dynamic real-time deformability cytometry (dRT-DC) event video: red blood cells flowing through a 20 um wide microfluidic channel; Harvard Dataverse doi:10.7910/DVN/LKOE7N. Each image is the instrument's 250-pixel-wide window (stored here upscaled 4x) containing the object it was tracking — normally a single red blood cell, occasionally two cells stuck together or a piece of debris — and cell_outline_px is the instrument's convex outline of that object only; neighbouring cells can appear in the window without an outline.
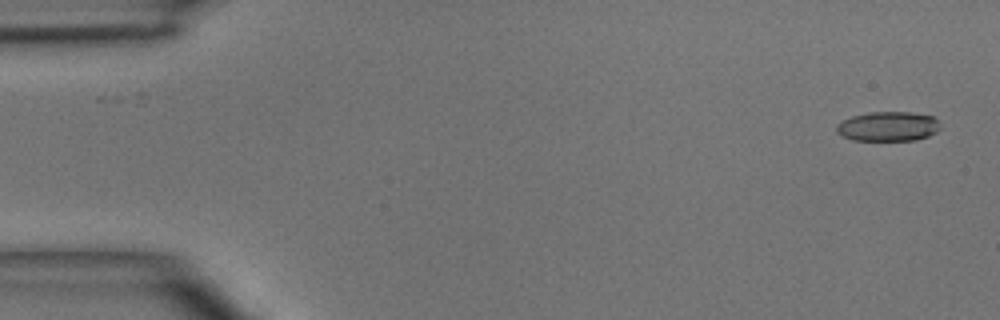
{"species": "common noctule bat (a hibernating species)", "species_latin": "Nyctalus noctula", "temperature_condition": "room temperature", "stored_images_in_passage": 6, "camera_frame_rate_fps": 3000, "um_per_image_px": 0.085, "animal": {"sex": "male", "body_mass_g": 15.6}, "frame": {"image": 1, "passage_image": 1, "time_ms": 0.0, "image_size_px": [1000, 320], "cell_outline_px": [[940, 128], [936, 132], [928, 136], [916, 140], [852, 140], [836, 132], [836, 124], [840, 120], [852, 116], [868, 112], [912, 112], [932, 116], [940, 124]], "centroid_in_image_um": [75.46, 10.74], "position_along_channel_um": 9.5, "area_um2": 17.98}}
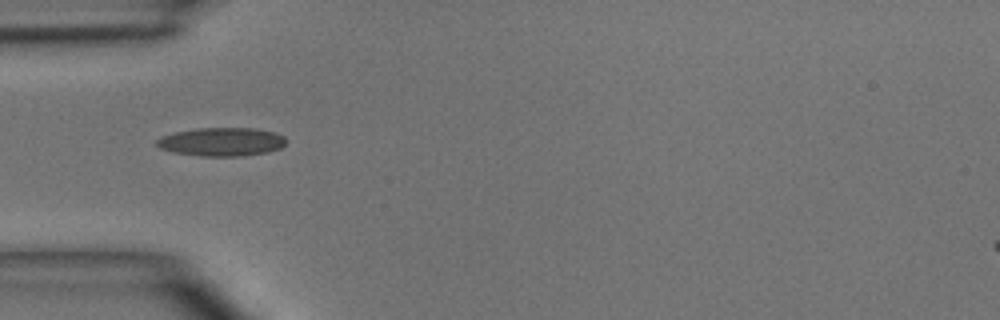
{"frame": {"image": 2, "passage_image": 4, "time_ms": 4.333, "image_size_px": [1000, 320], "cell_outline_px": [[288, 140], [280, 148], [268, 152], [240, 156], [200, 156], [172, 152], [160, 148], [156, 144], [156, 140], [160, 136], [176, 132], [196, 128], [252, 128], [276, 132], [284, 136]], "centroid_in_image_um": [18.84, 12.05], "position_along_channel_um": 66.2, "area_um2": 21.62}}
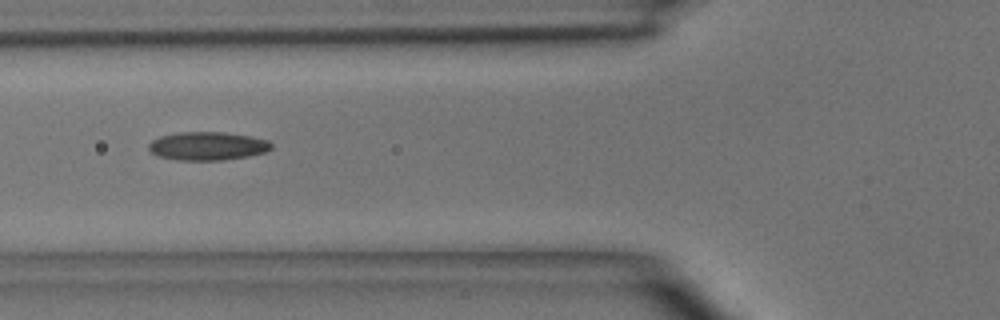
{"frame": {"image": 3, "passage_image": 5, "time_ms": 5.333, "image_size_px": [1000, 320], "cell_outline_px": [[272, 148], [264, 152], [248, 156], [220, 160], [176, 160], [156, 156], [148, 148], [148, 144], [152, 140], [160, 136], [180, 132], [224, 132], [252, 136], [268, 140], [272, 144]], "centroid_in_image_um": [17.62, 12.41], "position_along_channel_um": 108.2, "area_um2": 20.35}}